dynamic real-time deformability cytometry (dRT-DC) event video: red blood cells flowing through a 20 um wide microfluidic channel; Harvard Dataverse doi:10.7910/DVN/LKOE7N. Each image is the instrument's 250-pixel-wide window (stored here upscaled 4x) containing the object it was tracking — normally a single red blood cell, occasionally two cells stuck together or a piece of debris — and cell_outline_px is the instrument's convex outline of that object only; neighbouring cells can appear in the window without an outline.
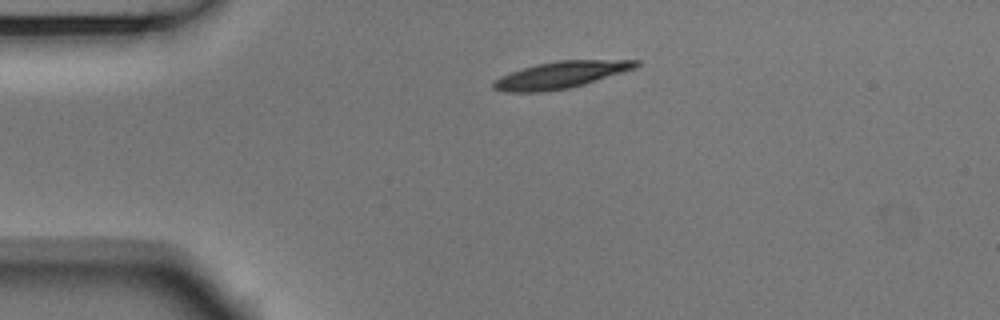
{"species": "Egyptian fruit bat (a non-hibernating species)", "species_latin": "Rousettus aegyptiacus", "temperature_condition": "room temperature", "stored_images_in_passage": 2, "camera_frame_rate_fps": 3000, "um_per_image_px": 0.085, "animal": {"sex": "male"}, "frame": {"image": 1, "passage_image": 1, "time_ms": 0.0, "image_size_px": [1000, 320], "cell_outline_px": [[640, 64], [636, 68], [584, 84], [568, 88], [544, 92], [504, 92], [492, 88], [492, 80], [500, 76], [536, 64], [556, 60], [640, 60]], "centroid_in_image_um": [47.64, 6.37], "position_along_channel_um": 37.4, "area_um2": 22.31}}